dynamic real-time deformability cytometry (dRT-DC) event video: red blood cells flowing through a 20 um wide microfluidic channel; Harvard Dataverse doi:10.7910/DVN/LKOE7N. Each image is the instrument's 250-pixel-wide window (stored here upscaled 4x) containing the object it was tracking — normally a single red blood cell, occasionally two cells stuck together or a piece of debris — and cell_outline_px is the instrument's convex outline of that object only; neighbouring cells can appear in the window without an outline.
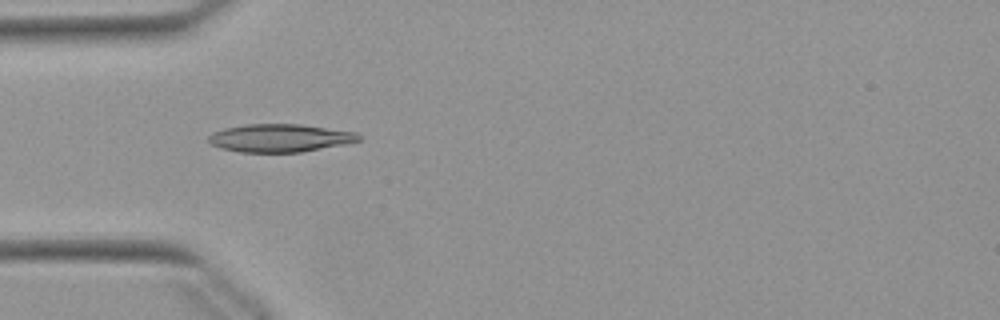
{"species": "Egyptian fruit bat (a non-hibernating species)", "species_latin": "Rousettus aegyptiacus", "temperature_condition": "warm", "stored_images_in_passage": 35, "camera_frame_rate_fps": 3000, "um_per_image_px": 0.085, "animal": {"sex": "female"}, "frame": {"image": 1, "passage_image": 2, "time_ms": 0.333, "image_size_px": [1000, 320], "cell_outline_px": [[360, 140], [344, 144], [300, 152], [240, 152], [220, 148], [208, 144], [208, 136], [212, 132], [224, 128], [244, 124], [300, 124], [356, 132], [360, 136]], "centroid_in_image_um": [23.72, 11.73], "position_along_channel_um": 61.3, "area_um2": 24.51}}
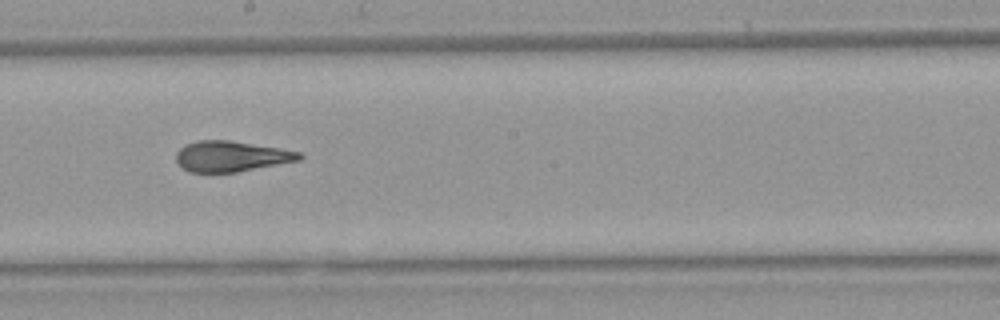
{"frame": {"image": 2, "passage_image": 15, "time_ms": 4.667, "image_size_px": [1000, 320], "cell_outline_px": [[304, 156], [300, 160], [236, 172], [188, 172], [176, 160], [176, 152], [184, 144], [196, 140], [228, 140], [280, 148], [300, 152]], "centroid_in_image_um": [19.64, 13.28], "position_along_channel_um": 228.6, "area_um2": 21.91}}
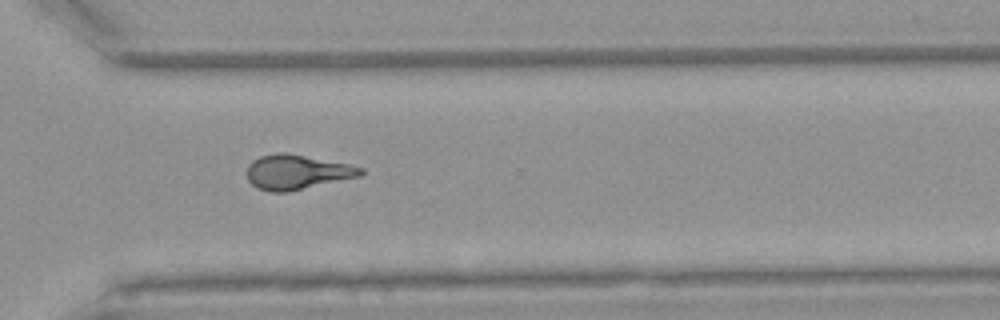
{"frame": {"image": 3, "passage_image": 24, "time_ms": 7.667, "image_size_px": [1000, 320], "cell_outline_px": [[364, 172], [360, 176], [284, 192], [268, 192], [256, 188], [248, 180], [248, 164], [252, 160], [260, 156], [276, 152], [284, 152], [348, 164], [364, 168]], "centroid_in_image_um": [25.2, 14.62], "position_along_channel_um": 345.4, "area_um2": 22.72}, "authors_computed_cell_mechanics": {"area_um2": 22.4264, "velocity_mm_per_s": 3.8933, "shape_relaxation_time_tau1_ms": 8.2109, "shape_relaxation_time_tau2_ms": 2.4616, "deformation_change_tau1": 0.2378, "deformation_change_tau2": 0.097}}